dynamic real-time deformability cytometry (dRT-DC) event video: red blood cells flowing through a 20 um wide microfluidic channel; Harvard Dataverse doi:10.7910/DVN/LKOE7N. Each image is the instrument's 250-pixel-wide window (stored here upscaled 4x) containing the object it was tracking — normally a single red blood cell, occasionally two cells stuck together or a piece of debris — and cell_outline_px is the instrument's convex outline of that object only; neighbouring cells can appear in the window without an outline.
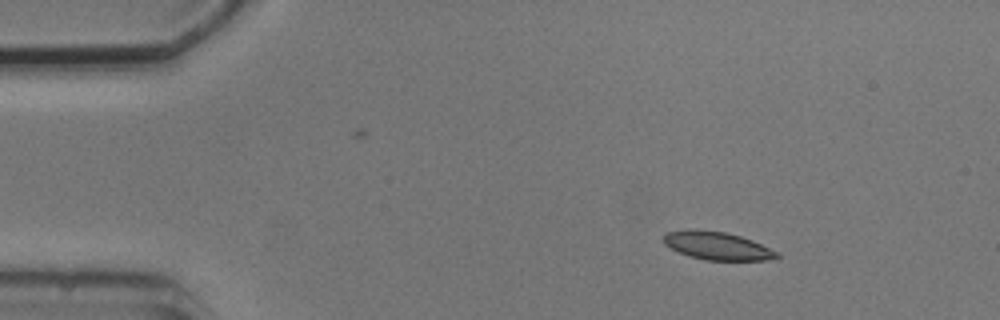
{"species": "common noctule bat (a hibernating species)", "species_latin": "Nyctalus noctula", "temperature_condition": "cold", "stored_images_in_passage": 4, "camera_frame_rate_fps": 3000, "um_per_image_px": 0.085, "animal": {"sex": "male", "body_mass_g": 20.5, "forearm_length_mm": 52.5}, "frame": {"image": 1, "passage_image": 2, "time_ms": 1.0, "image_size_px": [1000, 320], "cell_outline_px": [[780, 256], [768, 260], [704, 260], [688, 256], [664, 244], [664, 236], [668, 232], [692, 228], [696, 228], [724, 232], [740, 236], [752, 240], [780, 252]], "centroid_in_image_um": [60.98, 20.89], "position_along_channel_um": 24.0, "area_um2": 18.55}}